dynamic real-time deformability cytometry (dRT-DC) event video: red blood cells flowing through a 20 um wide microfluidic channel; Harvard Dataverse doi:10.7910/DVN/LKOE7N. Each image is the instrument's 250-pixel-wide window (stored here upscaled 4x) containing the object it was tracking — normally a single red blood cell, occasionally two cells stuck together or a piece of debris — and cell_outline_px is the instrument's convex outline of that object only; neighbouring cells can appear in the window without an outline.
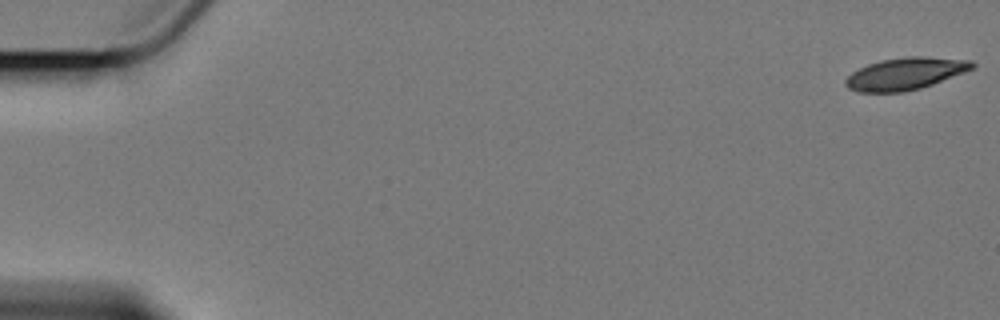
{"species": "Egyptian fruit bat (a non-hibernating species)", "species_latin": "Rousettus aegyptiacus", "temperature_condition": "cold", "stored_images_in_passage": 4, "camera_frame_rate_fps": 3000, "um_per_image_px": 0.085, "animal": {"sex": "female"}, "frame": {"image": 1, "passage_image": 1, "time_ms": 0.0, "image_size_px": [1000, 320], "cell_outline_px": [[976, 68], [932, 84], [920, 88], [904, 92], [860, 92], [848, 88], [844, 84], [844, 80], [852, 72], [868, 64], [880, 60], [904, 56], [924, 56], [972, 60], [976, 64]], "centroid_in_image_um": [76.98, 6.25], "position_along_channel_um": 8.0, "area_um2": 23.87}}